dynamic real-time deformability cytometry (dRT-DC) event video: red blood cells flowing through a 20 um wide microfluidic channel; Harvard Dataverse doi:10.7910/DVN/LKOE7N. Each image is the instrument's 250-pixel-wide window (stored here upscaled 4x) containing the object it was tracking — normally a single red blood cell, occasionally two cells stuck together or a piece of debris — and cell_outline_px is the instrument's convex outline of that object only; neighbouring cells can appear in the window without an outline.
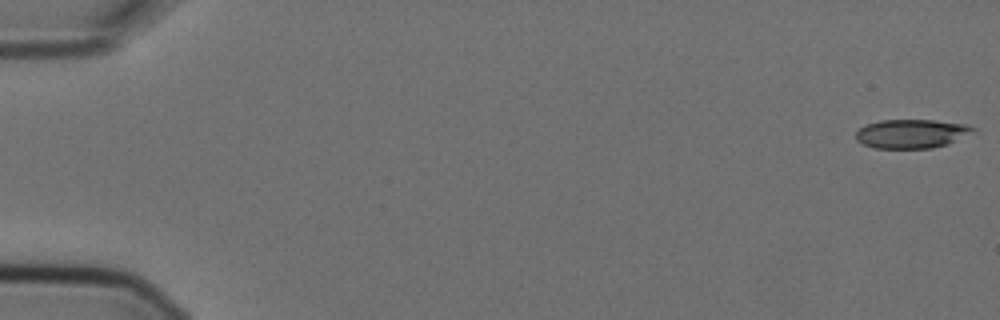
{"species": "Egyptian fruit bat (a non-hibernating species)", "species_latin": "Rousettus aegyptiacus", "temperature_condition": "cold", "stored_images_in_passage": 6, "camera_frame_rate_fps": 3000, "um_per_image_px": 0.085, "animal": {"sex": "female"}, "frame": {"image": 1, "passage_image": 1, "time_ms": 0.0, "image_size_px": [1000, 320], "cell_outline_px": [[976, 128], [948, 144], [932, 148], [876, 148], [864, 144], [856, 140], [856, 132], [860, 128], [868, 124], [880, 120], [932, 120], [968, 124]], "centroid_in_image_um": [77.44, 11.36], "position_along_channel_um": 7.6, "area_um2": 19.42}}
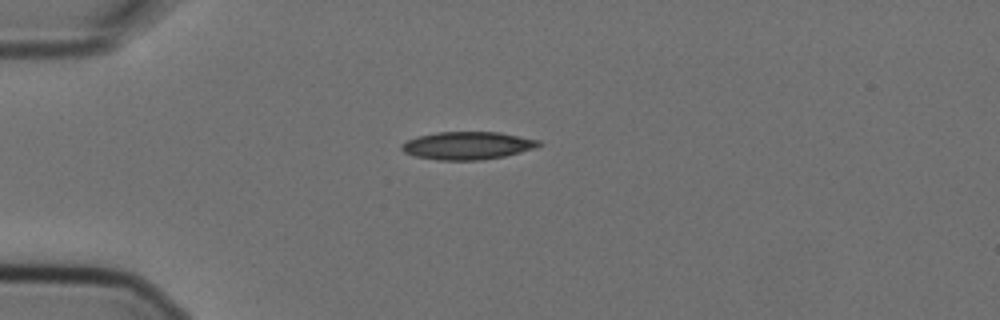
{"frame": {"image": 2, "passage_image": 5, "time_ms": 1.333, "image_size_px": [1000, 320], "cell_outline_px": [[544, 144], [520, 152], [504, 156], [480, 160], [436, 160], [416, 156], [404, 152], [400, 148], [400, 144], [416, 136], [436, 132], [500, 132], [540, 140]], "centroid_in_image_um": [39.72, 12.37], "position_along_channel_um": 45.3, "area_um2": 22.25}}